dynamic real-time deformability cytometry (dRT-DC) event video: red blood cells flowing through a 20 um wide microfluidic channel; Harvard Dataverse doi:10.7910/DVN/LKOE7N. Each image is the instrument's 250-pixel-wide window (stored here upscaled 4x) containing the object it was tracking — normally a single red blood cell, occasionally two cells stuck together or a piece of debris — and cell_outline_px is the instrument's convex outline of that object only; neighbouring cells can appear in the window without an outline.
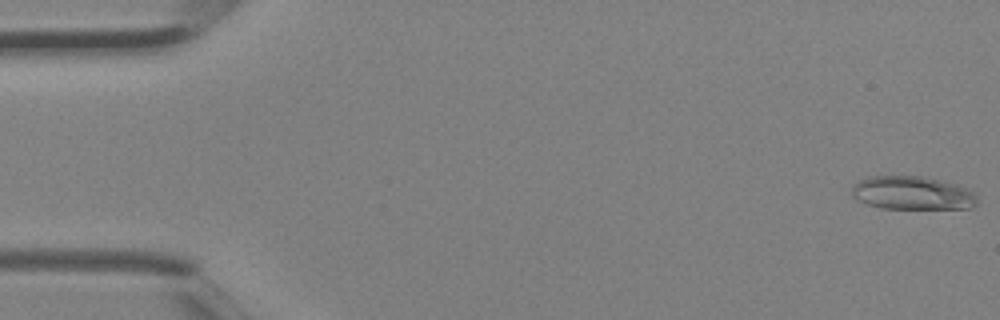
{"species": "Egyptian fruit bat (a non-hibernating species)", "species_latin": "Rousettus aegyptiacus", "temperature_condition": "room temperature", "stored_images_in_passage": 5, "camera_frame_rate_fps": 3000, "um_per_image_px": 0.085, "animal": {"sex": "female"}, "frame": {"image": 1, "passage_image": 1, "time_ms": 0.0, "image_size_px": [1000, 320], "cell_outline_px": [[976, 204], [968, 208], [880, 208], [856, 200], [852, 196], [852, 188], [860, 180], [868, 176], [920, 176], [940, 180], [956, 184], [968, 188], [976, 196]], "centroid_in_image_um": [77.52, 16.4], "position_along_channel_um": 7.5, "area_um2": 24.22}}